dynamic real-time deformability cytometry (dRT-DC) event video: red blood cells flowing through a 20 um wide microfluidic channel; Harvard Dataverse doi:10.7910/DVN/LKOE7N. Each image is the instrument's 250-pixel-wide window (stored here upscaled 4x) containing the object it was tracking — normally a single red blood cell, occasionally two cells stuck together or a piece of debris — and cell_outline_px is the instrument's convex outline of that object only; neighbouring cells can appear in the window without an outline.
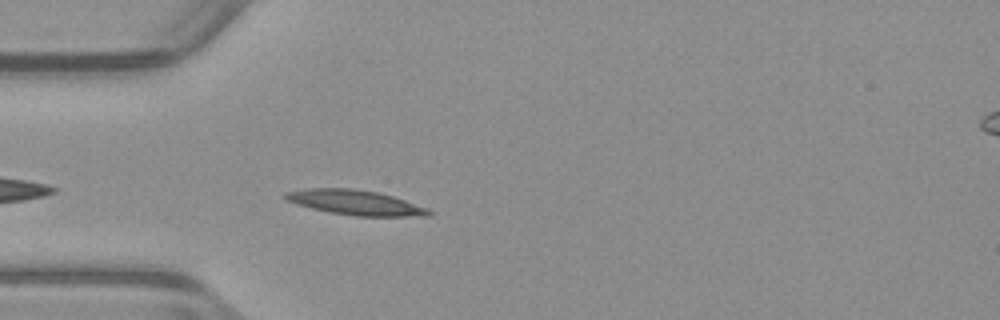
{"species": "common noctule bat (a hibernating species)", "species_latin": "Nyctalus noctula", "temperature_condition": "warm", "stored_images_in_passage": 27, "camera_frame_rate_fps": 3000, "um_per_image_px": 0.085, "animal": {"sex": "male", "body_mass_g": 23.1, "forearm_length_mm": 52.7}, "frame": {"image": 1, "passage_image": 3, "time_ms": 0.667, "image_size_px": [1000, 320], "cell_outline_px": [[432, 216], [356, 216], [328, 212], [296, 204], [284, 200], [280, 196], [284, 192], [304, 188], [352, 188], [380, 192], [428, 208], [432, 212]], "centroid_in_image_um": [30.14, 17.2], "position_along_channel_um": 54.9, "area_um2": 21.1}}
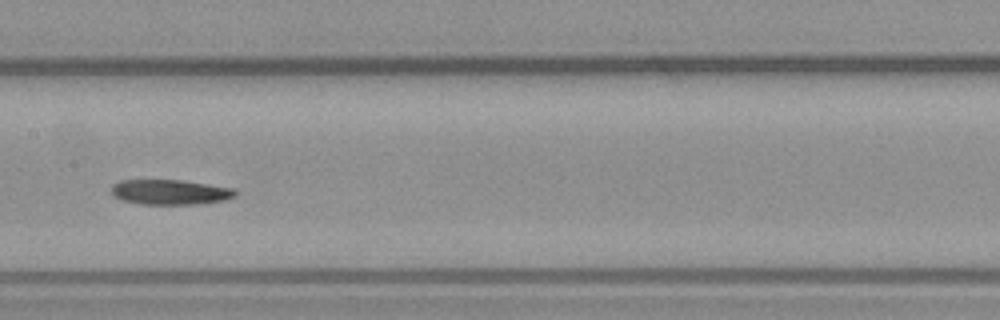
{"frame": {"image": 2, "passage_image": 14, "time_ms": 4.333, "image_size_px": [1000, 320], "cell_outline_px": [[236, 196], [224, 200], [196, 204], [140, 204], [120, 200], [112, 196], [112, 184], [120, 180], [180, 180], [236, 188]], "centroid_in_image_um": [14.44, 16.33], "position_along_channel_um": 193.0, "area_um2": 18.21}}
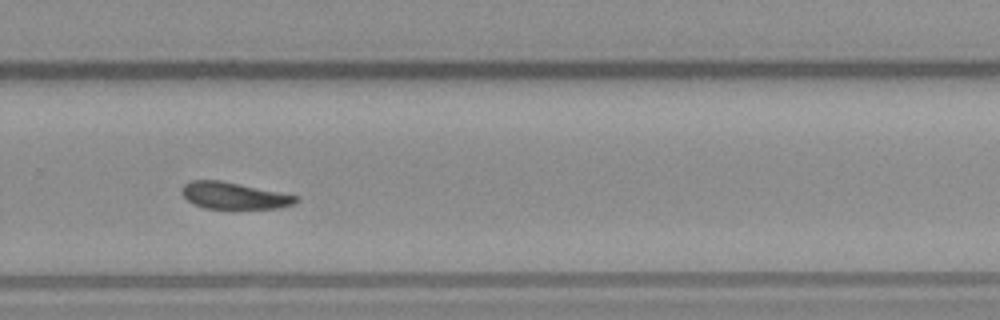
{"frame": {"image": 3, "passage_image": 23, "time_ms": 7.333, "image_size_px": [1000, 320], "cell_outline_px": [[300, 200], [292, 204], [280, 208], [204, 208], [188, 200], [184, 196], [180, 188], [184, 184], [192, 180], [220, 180], [300, 196]], "centroid_in_image_um": [19.91, 16.62], "position_along_channel_um": 309.9, "area_um2": 17.63}}